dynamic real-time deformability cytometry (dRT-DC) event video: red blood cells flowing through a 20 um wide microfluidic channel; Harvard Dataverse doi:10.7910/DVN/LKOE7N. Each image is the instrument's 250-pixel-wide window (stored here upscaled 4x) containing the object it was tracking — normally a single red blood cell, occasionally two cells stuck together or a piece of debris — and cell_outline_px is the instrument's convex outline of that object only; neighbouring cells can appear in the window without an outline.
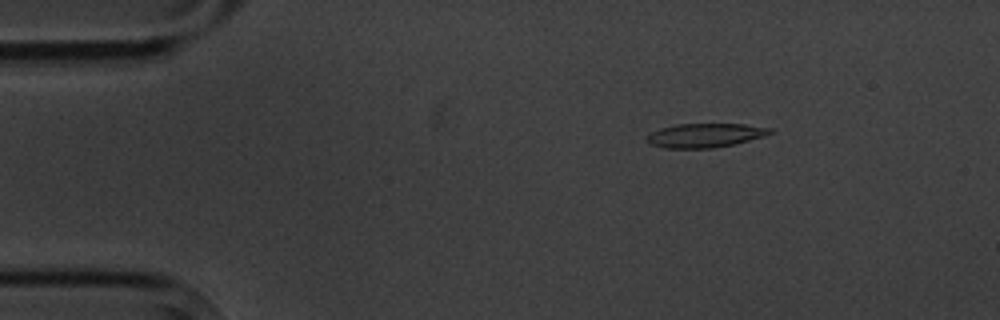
{"species": "common noctule bat (a hibernating species)", "species_latin": "Nyctalus noctula", "temperature_condition": "cold", "stored_images_in_passage": 6, "camera_frame_rate_fps": 3000, "um_per_image_px": 0.085, "animal": {"sex": "male", "body_mass_g": 20.1, "forearm_length_mm": 53.5}, "frame": {"image": 1, "passage_image": 3, "time_ms": 2.333, "image_size_px": [1000, 320], "cell_outline_px": [[772, 132], [764, 136], [732, 144], [712, 148], [664, 148], [648, 144], [648, 136], [652, 132], [660, 128], [676, 124], [744, 124], [772, 128]], "centroid_in_image_um": [59.91, 11.5], "position_along_channel_um": 25.1, "area_um2": 17.05}}